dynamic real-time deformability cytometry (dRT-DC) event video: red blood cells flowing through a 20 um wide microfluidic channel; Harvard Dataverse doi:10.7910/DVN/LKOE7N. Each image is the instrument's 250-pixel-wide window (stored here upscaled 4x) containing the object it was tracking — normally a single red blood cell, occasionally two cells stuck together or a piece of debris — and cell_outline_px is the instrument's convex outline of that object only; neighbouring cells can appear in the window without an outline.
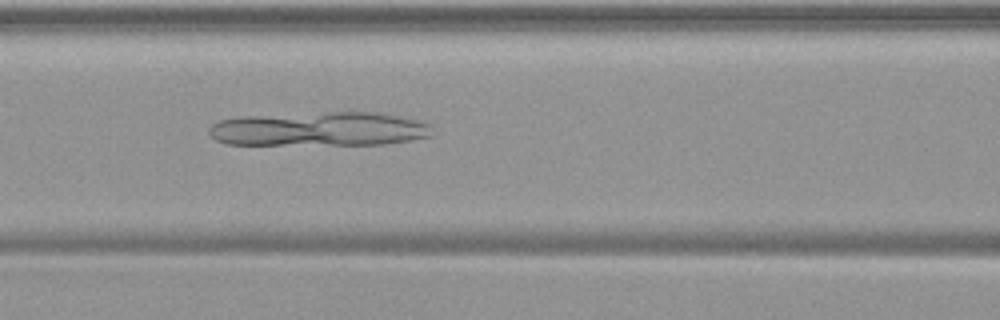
{"species": "common noctule bat (a hibernating species)", "species_latin": "Nyctalus noctula", "temperature_condition": "warm", "stored_images_in_passage": 53, "camera_frame_rate_fps": 3000, "um_per_image_px": 0.085, "animal": {"sex": "female", "body_mass_g": 19.9}, "frame": {"image": 1, "passage_image": 23, "time_ms": 7.333, "image_size_px": [1000, 320], "cell_outline_px": [[432, 136], [412, 140], [384, 144], [224, 144], [216, 140], [208, 132], [208, 128], [212, 124], [220, 120], [240, 116], [328, 112], [380, 112], [420, 120], [432, 124]], "centroid_in_image_um": [27.19, 10.96], "position_along_channel_um": 139.4, "area_um2": 44.8}}
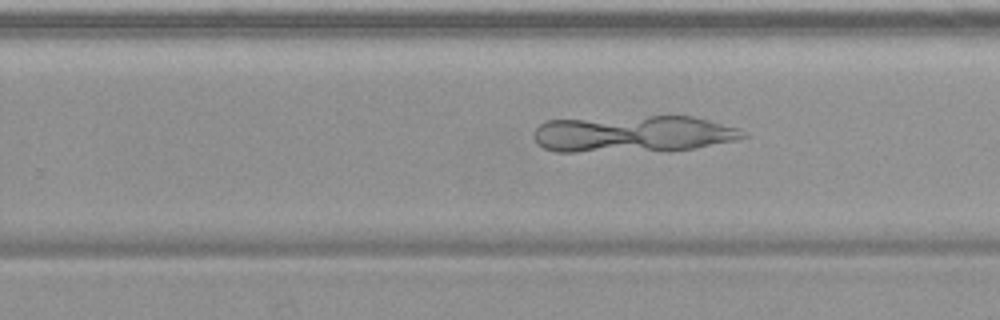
{"frame": {"image": 2, "passage_image": 34, "time_ms": 11.0, "image_size_px": [1000, 320], "cell_outline_px": [[748, 136], [740, 140], [672, 152], [556, 152], [544, 148], [536, 144], [532, 136], [532, 132], [544, 120], [648, 116], [692, 116], [740, 128], [748, 132]], "centroid_in_image_um": [53.85, 11.41], "position_along_channel_um": 276.0, "area_um2": 46.3}}
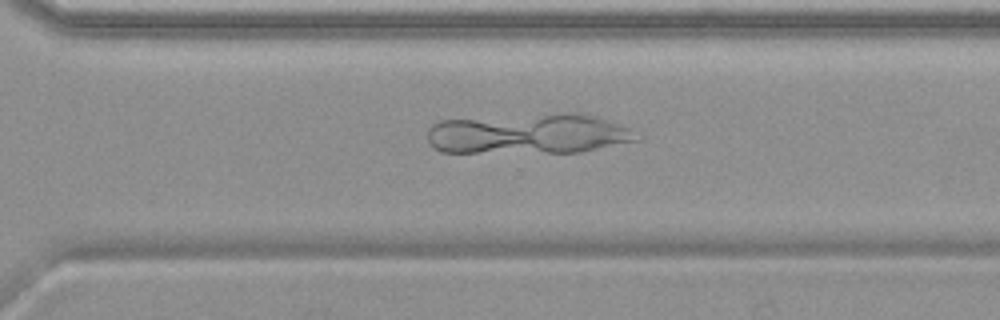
{"frame": {"image": 3, "passage_image": 38, "time_ms": 12.333, "image_size_px": [1000, 320], "cell_outline_px": [[644, 136], [640, 140], [580, 152], [440, 152], [432, 148], [428, 144], [428, 128], [432, 124], [440, 120], [560, 112], [572, 112], [596, 116], [628, 128]], "centroid_in_image_um": [44.93, 11.36], "position_along_channel_um": 325.7, "area_um2": 49.71}}